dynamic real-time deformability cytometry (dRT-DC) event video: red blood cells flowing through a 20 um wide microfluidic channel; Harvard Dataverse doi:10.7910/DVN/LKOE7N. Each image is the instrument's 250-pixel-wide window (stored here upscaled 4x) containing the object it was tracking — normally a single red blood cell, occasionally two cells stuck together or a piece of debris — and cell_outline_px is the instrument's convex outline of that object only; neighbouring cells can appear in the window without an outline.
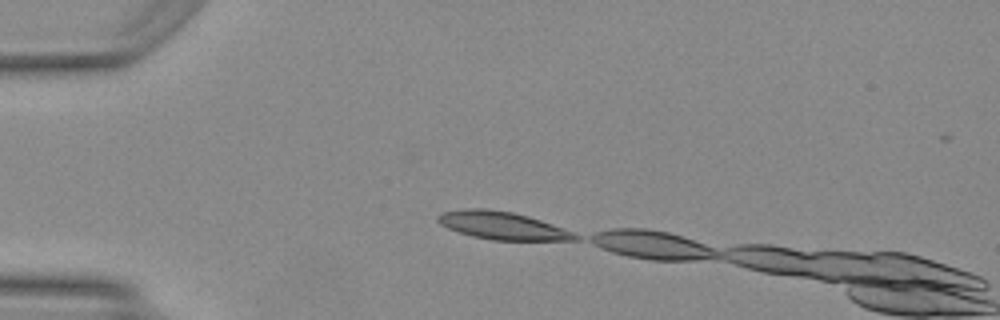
{"species": "Egyptian fruit bat (a non-hibernating species)", "species_latin": "Rousettus aegyptiacus", "temperature_condition": "warm", "stored_images_in_passage": 5, "camera_frame_rate_fps": 3000, "um_per_image_px": 0.085, "animal": {"sex": "female"}, "frame": {"image": 1, "passage_image": 2, "time_ms": 0.333, "image_size_px": [1000, 320], "cell_outline_px": [[580, 240], [492, 240], [472, 236], [448, 228], [440, 224], [436, 220], [436, 216], [440, 212], [464, 208], [488, 208], [512, 212], [528, 216], [552, 224], [572, 232], [580, 236]], "centroid_in_image_um": [42.65, 19.16], "position_along_channel_um": 42.3, "area_um2": 22.25}}